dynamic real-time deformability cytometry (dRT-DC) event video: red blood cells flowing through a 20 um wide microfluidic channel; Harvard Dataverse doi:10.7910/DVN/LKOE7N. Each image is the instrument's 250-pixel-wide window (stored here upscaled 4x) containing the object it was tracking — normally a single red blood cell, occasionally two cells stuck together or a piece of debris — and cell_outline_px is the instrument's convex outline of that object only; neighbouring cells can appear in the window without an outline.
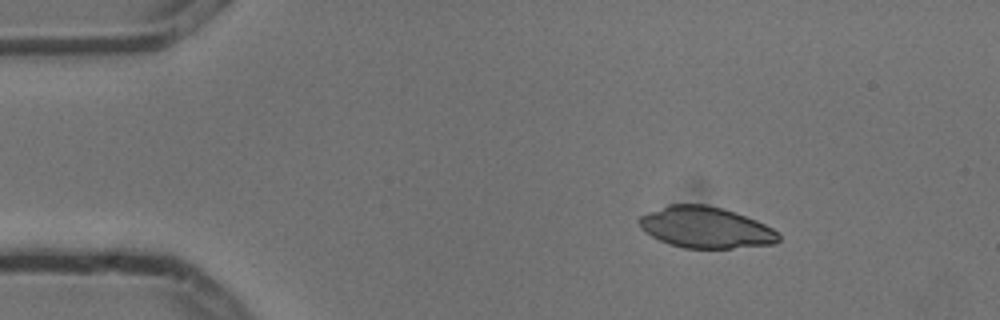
{"species": "common noctule bat (a hibernating species)", "species_latin": "Nyctalus noctula", "temperature_condition": "cold", "stored_images_in_passage": 5, "camera_frame_rate_fps": 3000, "um_per_image_px": 0.085, "animal": {"sex": "male", "body_mass_g": 13.3}, "frame": {"image": 1, "passage_image": 2, "time_ms": 0.333, "image_size_px": [1000, 320], "cell_outline_px": [[780, 240], [776, 244], [732, 248], [684, 248], [668, 244], [644, 232], [640, 228], [636, 220], [640, 216], [648, 212], [668, 204], [708, 204], [736, 212], [756, 220], [772, 228], [780, 236]], "centroid_in_image_um": [59.96, 19.33], "position_along_channel_um": 25.0, "area_um2": 33.76}}